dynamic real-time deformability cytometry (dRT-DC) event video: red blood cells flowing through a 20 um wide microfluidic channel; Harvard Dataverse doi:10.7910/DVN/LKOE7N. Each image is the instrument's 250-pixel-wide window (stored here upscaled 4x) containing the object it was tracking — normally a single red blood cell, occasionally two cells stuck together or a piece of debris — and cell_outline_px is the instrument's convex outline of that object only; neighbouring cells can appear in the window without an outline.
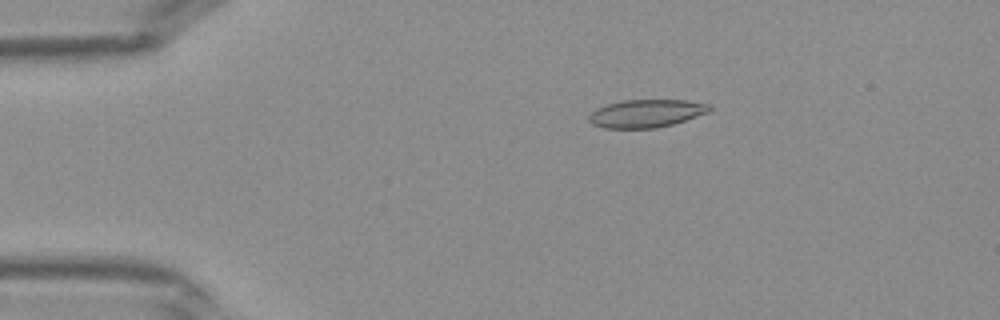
{"species": "Egyptian fruit bat (a non-hibernating species)", "species_latin": "Rousettus aegyptiacus", "temperature_condition": "warm", "stored_images_in_passage": 41, "camera_frame_rate_fps": 3000, "um_per_image_px": 0.085, "frame": {"image": 1, "passage_image": 8, "time_ms": 2.333, "image_size_px": [1000, 320], "cell_outline_px": [[712, 108], [708, 112], [672, 124], [656, 128], [604, 128], [592, 124], [588, 120], [588, 116], [596, 108], [620, 100], [684, 100], [712, 104]], "centroid_in_image_um": [54.91, 9.63], "position_along_channel_um": 30.1, "area_um2": 19.59}}
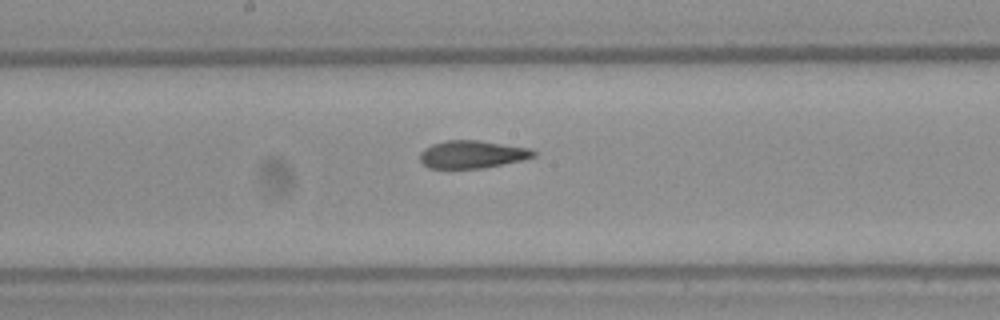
{"frame": {"image": 2, "passage_image": 22, "time_ms": 7.0, "image_size_px": [1000, 320], "cell_outline_px": [[536, 156], [524, 160], [480, 168], [428, 168], [420, 160], [420, 152], [424, 148], [432, 144], [448, 140], [480, 140], [532, 148], [536, 152]], "centroid_in_image_um": [40.17, 13.11], "position_along_channel_um": 208.0, "area_um2": 18.44}}
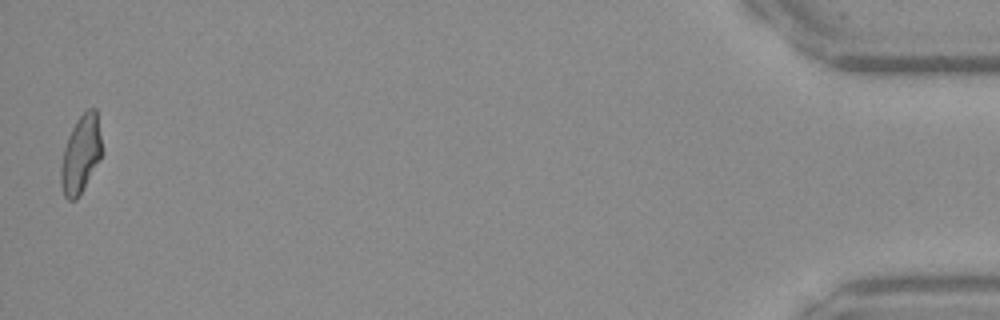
{"frame": {"image": 3, "passage_image": 41, "time_ms": 13.333, "image_size_px": [1000, 320], "cell_outline_px": [[100, 160], [76, 200], [68, 200], [64, 196], [60, 184], [60, 168], [64, 148], [68, 136], [76, 120], [88, 108], [96, 108], [100, 136]], "centroid_in_image_um": [6.83, 13.13], "position_along_channel_um": 428.4, "area_um2": 18.26}}